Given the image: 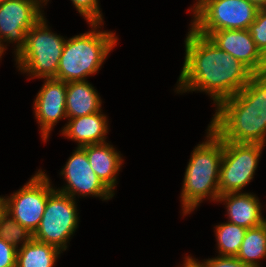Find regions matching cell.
I'll return each instance as SVG.
<instances>
[{
	"instance_id": "6da1fadb",
	"label": "cell",
	"mask_w": 266,
	"mask_h": 267,
	"mask_svg": "<svg viewBox=\"0 0 266 267\" xmlns=\"http://www.w3.org/2000/svg\"><path fill=\"white\" fill-rule=\"evenodd\" d=\"M184 42L185 58L176 93L206 92L216 106L220 101L236 95L249 83L253 73L209 37L190 27Z\"/></svg>"
},
{
	"instance_id": "7a4b0ae2",
	"label": "cell",
	"mask_w": 266,
	"mask_h": 267,
	"mask_svg": "<svg viewBox=\"0 0 266 267\" xmlns=\"http://www.w3.org/2000/svg\"><path fill=\"white\" fill-rule=\"evenodd\" d=\"M215 107L208 126L223 141L266 144V73L253 74L240 92Z\"/></svg>"
},
{
	"instance_id": "3957f363",
	"label": "cell",
	"mask_w": 266,
	"mask_h": 267,
	"mask_svg": "<svg viewBox=\"0 0 266 267\" xmlns=\"http://www.w3.org/2000/svg\"><path fill=\"white\" fill-rule=\"evenodd\" d=\"M206 138L193 149L185 170L180 194L183 216L194 211L206 198L217 202L220 196L223 140L209 126Z\"/></svg>"
},
{
	"instance_id": "277c9868",
	"label": "cell",
	"mask_w": 266,
	"mask_h": 267,
	"mask_svg": "<svg viewBox=\"0 0 266 267\" xmlns=\"http://www.w3.org/2000/svg\"><path fill=\"white\" fill-rule=\"evenodd\" d=\"M92 28L86 33L66 39L57 70V80L86 81L97 73L118 38L112 31H100L103 23H89Z\"/></svg>"
},
{
	"instance_id": "5b68a950",
	"label": "cell",
	"mask_w": 266,
	"mask_h": 267,
	"mask_svg": "<svg viewBox=\"0 0 266 267\" xmlns=\"http://www.w3.org/2000/svg\"><path fill=\"white\" fill-rule=\"evenodd\" d=\"M66 39L53 33L43 17L27 32L24 47L16 58L18 70L31 78H56Z\"/></svg>"
},
{
	"instance_id": "8992f818",
	"label": "cell",
	"mask_w": 266,
	"mask_h": 267,
	"mask_svg": "<svg viewBox=\"0 0 266 267\" xmlns=\"http://www.w3.org/2000/svg\"><path fill=\"white\" fill-rule=\"evenodd\" d=\"M191 28L208 37L212 32L226 29H248L260 10L249 0H196ZM193 8V9H192Z\"/></svg>"
},
{
	"instance_id": "52a82bcc",
	"label": "cell",
	"mask_w": 266,
	"mask_h": 267,
	"mask_svg": "<svg viewBox=\"0 0 266 267\" xmlns=\"http://www.w3.org/2000/svg\"><path fill=\"white\" fill-rule=\"evenodd\" d=\"M77 212L75 199L54 189L48 196L39 226L32 234L33 239L66 251L78 227Z\"/></svg>"
},
{
	"instance_id": "ba28073f",
	"label": "cell",
	"mask_w": 266,
	"mask_h": 267,
	"mask_svg": "<svg viewBox=\"0 0 266 267\" xmlns=\"http://www.w3.org/2000/svg\"><path fill=\"white\" fill-rule=\"evenodd\" d=\"M264 146L223 141L219 195L242 192L254 178Z\"/></svg>"
},
{
	"instance_id": "9c48e42d",
	"label": "cell",
	"mask_w": 266,
	"mask_h": 267,
	"mask_svg": "<svg viewBox=\"0 0 266 267\" xmlns=\"http://www.w3.org/2000/svg\"><path fill=\"white\" fill-rule=\"evenodd\" d=\"M54 189L47 174L39 169L22 188L6 197L7 212L33 234Z\"/></svg>"
},
{
	"instance_id": "30bf717a",
	"label": "cell",
	"mask_w": 266,
	"mask_h": 267,
	"mask_svg": "<svg viewBox=\"0 0 266 267\" xmlns=\"http://www.w3.org/2000/svg\"><path fill=\"white\" fill-rule=\"evenodd\" d=\"M36 0H4L0 3V48L4 42L15 44L17 55L24 47L27 32L45 15Z\"/></svg>"
},
{
	"instance_id": "8fae6325",
	"label": "cell",
	"mask_w": 266,
	"mask_h": 267,
	"mask_svg": "<svg viewBox=\"0 0 266 267\" xmlns=\"http://www.w3.org/2000/svg\"><path fill=\"white\" fill-rule=\"evenodd\" d=\"M60 174L64 176L66 184L60 189H55L75 200L77 195L99 197L103 201L114 196L95 174L86 152L81 147H77L70 155Z\"/></svg>"
},
{
	"instance_id": "7c38bea8",
	"label": "cell",
	"mask_w": 266,
	"mask_h": 267,
	"mask_svg": "<svg viewBox=\"0 0 266 267\" xmlns=\"http://www.w3.org/2000/svg\"><path fill=\"white\" fill-rule=\"evenodd\" d=\"M42 88L34 100L35 119L44 142L59 120L66 119V82L55 78L44 79Z\"/></svg>"
},
{
	"instance_id": "4fadbf2b",
	"label": "cell",
	"mask_w": 266,
	"mask_h": 267,
	"mask_svg": "<svg viewBox=\"0 0 266 267\" xmlns=\"http://www.w3.org/2000/svg\"><path fill=\"white\" fill-rule=\"evenodd\" d=\"M220 49L230 53L253 74L266 73V58L255 45L248 29H226L208 36Z\"/></svg>"
},
{
	"instance_id": "5bb4252c",
	"label": "cell",
	"mask_w": 266,
	"mask_h": 267,
	"mask_svg": "<svg viewBox=\"0 0 266 267\" xmlns=\"http://www.w3.org/2000/svg\"><path fill=\"white\" fill-rule=\"evenodd\" d=\"M217 202H225L229 223L236 224L246 229L259 226L264 223L262 206L259 198L251 192H238L222 194Z\"/></svg>"
},
{
	"instance_id": "9a60e30c",
	"label": "cell",
	"mask_w": 266,
	"mask_h": 267,
	"mask_svg": "<svg viewBox=\"0 0 266 267\" xmlns=\"http://www.w3.org/2000/svg\"><path fill=\"white\" fill-rule=\"evenodd\" d=\"M88 157L90 166L101 182L113 193L117 184V174L123 159L113 145L104 142L81 147Z\"/></svg>"
},
{
	"instance_id": "2e32d148",
	"label": "cell",
	"mask_w": 266,
	"mask_h": 267,
	"mask_svg": "<svg viewBox=\"0 0 266 267\" xmlns=\"http://www.w3.org/2000/svg\"><path fill=\"white\" fill-rule=\"evenodd\" d=\"M108 118L103 111L71 118L62 128V135L77 143V147L106 142Z\"/></svg>"
},
{
	"instance_id": "e0dca14e",
	"label": "cell",
	"mask_w": 266,
	"mask_h": 267,
	"mask_svg": "<svg viewBox=\"0 0 266 267\" xmlns=\"http://www.w3.org/2000/svg\"><path fill=\"white\" fill-rule=\"evenodd\" d=\"M101 106L100 95L87 80L66 82L67 119L102 111Z\"/></svg>"
},
{
	"instance_id": "ac0fdd59",
	"label": "cell",
	"mask_w": 266,
	"mask_h": 267,
	"mask_svg": "<svg viewBox=\"0 0 266 267\" xmlns=\"http://www.w3.org/2000/svg\"><path fill=\"white\" fill-rule=\"evenodd\" d=\"M61 253L60 249L32 238L17 249L16 267H54Z\"/></svg>"
},
{
	"instance_id": "d6986e66",
	"label": "cell",
	"mask_w": 266,
	"mask_h": 267,
	"mask_svg": "<svg viewBox=\"0 0 266 267\" xmlns=\"http://www.w3.org/2000/svg\"><path fill=\"white\" fill-rule=\"evenodd\" d=\"M236 257L251 267H260L259 261L266 258V223L246 230Z\"/></svg>"
},
{
	"instance_id": "ffe728a7",
	"label": "cell",
	"mask_w": 266,
	"mask_h": 267,
	"mask_svg": "<svg viewBox=\"0 0 266 267\" xmlns=\"http://www.w3.org/2000/svg\"><path fill=\"white\" fill-rule=\"evenodd\" d=\"M219 256L236 257L246 234V228L229 222L215 225Z\"/></svg>"
},
{
	"instance_id": "44dd1931",
	"label": "cell",
	"mask_w": 266,
	"mask_h": 267,
	"mask_svg": "<svg viewBox=\"0 0 266 267\" xmlns=\"http://www.w3.org/2000/svg\"><path fill=\"white\" fill-rule=\"evenodd\" d=\"M0 238L18 249L26 245L33 236L32 233L18 223L9 212H6L2 216L0 222Z\"/></svg>"
},
{
	"instance_id": "7402d4cb",
	"label": "cell",
	"mask_w": 266,
	"mask_h": 267,
	"mask_svg": "<svg viewBox=\"0 0 266 267\" xmlns=\"http://www.w3.org/2000/svg\"><path fill=\"white\" fill-rule=\"evenodd\" d=\"M256 47L266 58V8H260L256 19L248 28Z\"/></svg>"
},
{
	"instance_id": "603a6c76",
	"label": "cell",
	"mask_w": 266,
	"mask_h": 267,
	"mask_svg": "<svg viewBox=\"0 0 266 267\" xmlns=\"http://www.w3.org/2000/svg\"><path fill=\"white\" fill-rule=\"evenodd\" d=\"M78 13L83 16L86 22L103 23V15L98 0H71Z\"/></svg>"
},
{
	"instance_id": "cb8c5ba5",
	"label": "cell",
	"mask_w": 266,
	"mask_h": 267,
	"mask_svg": "<svg viewBox=\"0 0 266 267\" xmlns=\"http://www.w3.org/2000/svg\"><path fill=\"white\" fill-rule=\"evenodd\" d=\"M204 267H251L243 263L237 257L231 256H216L215 258H208L200 262Z\"/></svg>"
},
{
	"instance_id": "d4e9b609",
	"label": "cell",
	"mask_w": 266,
	"mask_h": 267,
	"mask_svg": "<svg viewBox=\"0 0 266 267\" xmlns=\"http://www.w3.org/2000/svg\"><path fill=\"white\" fill-rule=\"evenodd\" d=\"M17 248L0 238V267H16Z\"/></svg>"
},
{
	"instance_id": "484cf974",
	"label": "cell",
	"mask_w": 266,
	"mask_h": 267,
	"mask_svg": "<svg viewBox=\"0 0 266 267\" xmlns=\"http://www.w3.org/2000/svg\"><path fill=\"white\" fill-rule=\"evenodd\" d=\"M184 259L181 267H204L198 259L192 258V256H186Z\"/></svg>"
},
{
	"instance_id": "4316f807",
	"label": "cell",
	"mask_w": 266,
	"mask_h": 267,
	"mask_svg": "<svg viewBox=\"0 0 266 267\" xmlns=\"http://www.w3.org/2000/svg\"><path fill=\"white\" fill-rule=\"evenodd\" d=\"M7 212V201H6V197H2L0 196V222H1V218L2 216Z\"/></svg>"
},
{
	"instance_id": "83f0119b",
	"label": "cell",
	"mask_w": 266,
	"mask_h": 267,
	"mask_svg": "<svg viewBox=\"0 0 266 267\" xmlns=\"http://www.w3.org/2000/svg\"><path fill=\"white\" fill-rule=\"evenodd\" d=\"M253 2L259 8H266V0H249Z\"/></svg>"
},
{
	"instance_id": "f1b7e54d",
	"label": "cell",
	"mask_w": 266,
	"mask_h": 267,
	"mask_svg": "<svg viewBox=\"0 0 266 267\" xmlns=\"http://www.w3.org/2000/svg\"><path fill=\"white\" fill-rule=\"evenodd\" d=\"M41 6H45V5H47V2L49 1V0H36ZM43 4V5H42Z\"/></svg>"
},
{
	"instance_id": "f546056e",
	"label": "cell",
	"mask_w": 266,
	"mask_h": 267,
	"mask_svg": "<svg viewBox=\"0 0 266 267\" xmlns=\"http://www.w3.org/2000/svg\"><path fill=\"white\" fill-rule=\"evenodd\" d=\"M4 54V52L1 50L0 48V59L2 58V55Z\"/></svg>"
}]
</instances>
